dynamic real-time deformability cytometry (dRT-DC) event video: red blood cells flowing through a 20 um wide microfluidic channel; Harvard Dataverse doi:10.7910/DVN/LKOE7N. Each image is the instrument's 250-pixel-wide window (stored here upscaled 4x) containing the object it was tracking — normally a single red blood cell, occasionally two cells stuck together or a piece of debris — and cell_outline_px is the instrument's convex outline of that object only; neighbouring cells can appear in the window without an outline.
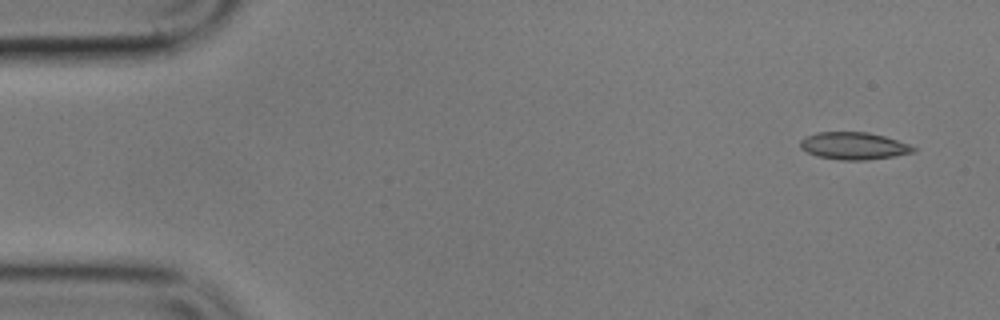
{"species": "common noctule bat (a hibernating species)", "species_latin": "Nyctalus noctula", "temperature_condition": "cold", "stored_images_in_passage": 5, "camera_frame_rate_fps": 3000, "um_per_image_px": 0.085, "animal": {"sex": "male", "body_mass_g": 17.9}, "frame": {"image": 1, "passage_image": 1, "time_ms": 0.0, "image_size_px": [1000, 320], "cell_outline_px": [[916, 152], [868, 160], [840, 160], [816, 156], [800, 148], [800, 140], [804, 136], [816, 132], [868, 132], [884, 136], [908, 144], [916, 148]], "centroid_in_image_um": [72.53, 12.4], "position_along_channel_um": 12.5, "area_um2": 18.03}}
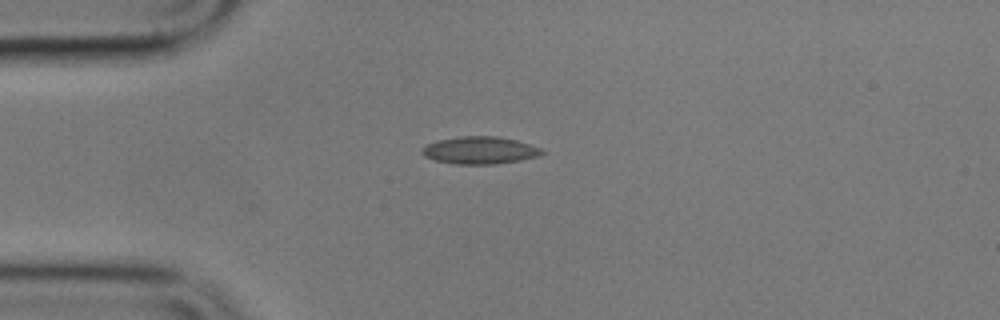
{"frame": {"image": 2, "passage_image": 4, "time_ms": 3.667, "image_size_px": [1000, 320], "cell_outline_px": [[548, 152], [540, 156], [520, 160], [496, 164], [456, 164], [436, 160], [424, 156], [420, 152], [428, 144], [440, 140], [460, 136], [496, 136], [516, 140], [540, 148]], "centroid_in_image_um": [40.84, 12.78], "position_along_channel_um": 44.2, "area_um2": 19.02}}